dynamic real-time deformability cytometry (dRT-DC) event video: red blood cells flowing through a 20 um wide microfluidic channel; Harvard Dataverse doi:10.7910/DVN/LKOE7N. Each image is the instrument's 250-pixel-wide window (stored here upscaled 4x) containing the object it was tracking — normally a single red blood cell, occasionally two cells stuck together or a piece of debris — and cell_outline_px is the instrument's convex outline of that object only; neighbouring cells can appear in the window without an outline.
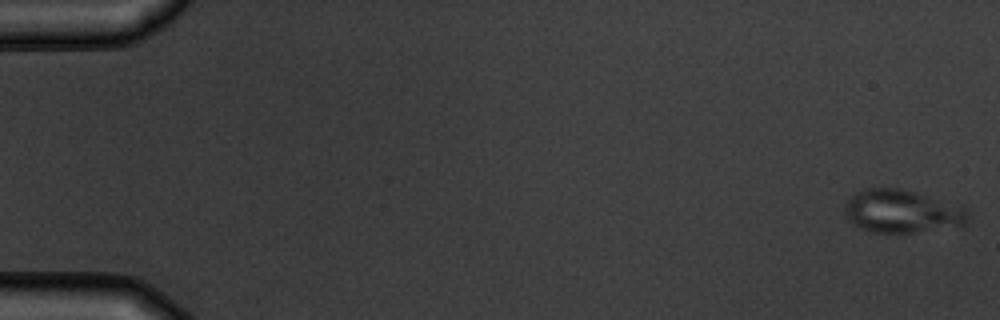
{"species": "common noctule bat (a hibernating species)", "species_latin": "Nyctalus noctula", "temperature_condition": "warm", "stored_images_in_passage": 9, "camera_frame_rate_fps": 3000, "um_per_image_px": 0.085, "animal": {"sex": "male", "body_mass_g": 19.5, "forearm_length_mm": 54.6}, "frame": {"image": 1, "passage_image": 1, "time_ms": 0.0, "image_size_px": [1000, 320], "cell_outline_px": [[972, 216], [964, 228], [912, 232], [872, 232], [860, 228], [844, 212], [844, 204], [856, 192], [864, 188], [896, 188], [916, 192], [960, 204], [968, 208]], "centroid_in_image_um": [76.83, 17.97], "position_along_channel_um": 8.2, "area_um2": 31.62}}
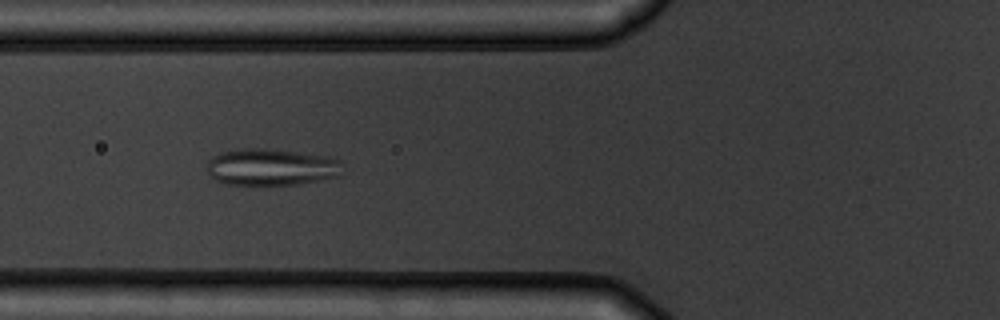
{"frame": {"image": 2, "passage_image": 7, "time_ms": 6.667, "image_size_px": [1000, 320], "cell_outline_px": [[340, 176], [300, 184], [224, 184], [216, 180], [208, 172], [208, 160], [212, 156], [220, 152], [240, 148], [268, 148], [324, 156], [340, 160]], "centroid_in_image_um": [23.02, 14.19], "position_along_channel_um": 102.8, "area_um2": 28.9}}